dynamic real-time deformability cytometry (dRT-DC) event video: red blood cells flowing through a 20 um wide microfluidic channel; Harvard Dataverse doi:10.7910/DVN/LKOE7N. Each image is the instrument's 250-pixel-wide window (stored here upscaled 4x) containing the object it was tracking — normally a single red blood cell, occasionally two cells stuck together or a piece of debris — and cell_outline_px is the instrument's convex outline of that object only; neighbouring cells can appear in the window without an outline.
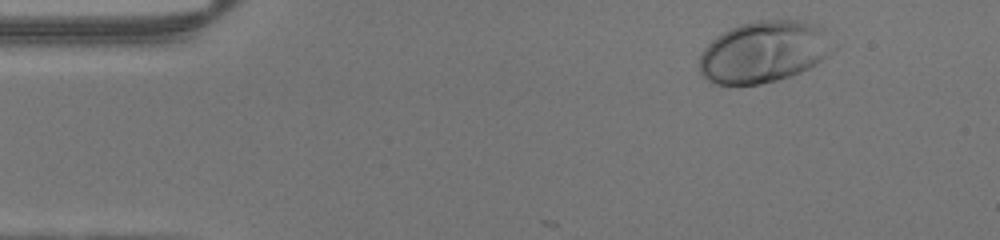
{"species": "human", "species_latin": "Homo sapiens", "temperature_condition": "warm", "stored_images_in_passage": 43, "camera_frame_rate_fps": 3000, "um_per_image_px": 0.085, "donor": {"sex": "male"}, "frame": {"image": 1, "passage_image": 1, "time_ms": 0.0, "image_size_px": [1000, 240], "cell_outline_px": [[840, 44], [828, 56], [816, 64], [800, 72], [776, 80], [760, 84], [716, 84], [708, 80], [700, 72], [700, 52], [716, 36], [740, 24], [756, 20], [800, 20], [816, 24], [824, 28]], "centroid_in_image_um": [65.02, 4.38], "position_along_channel_um": 20.0, "area_um2": 48.49}}
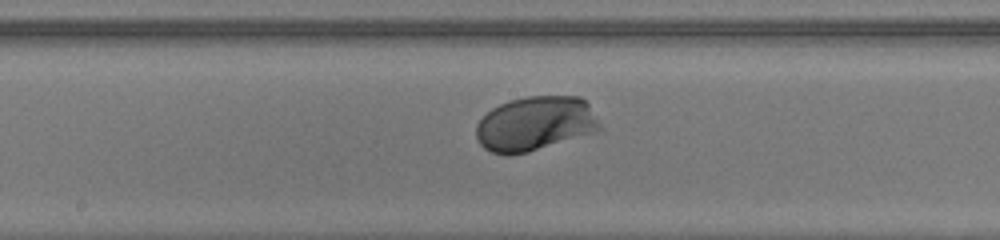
{"frame": {"image": 2, "passage_image": 20, "time_ms": 6.333, "image_size_px": [1000, 240], "cell_outline_px": [[604, 128], [596, 132], [528, 152], [512, 156], [504, 156], [492, 152], [484, 148], [476, 140], [476, 124], [492, 108], [500, 104], [512, 100], [528, 96], [580, 96], [588, 104]], "centroid_in_image_um": [45.49, 10.53], "position_along_channel_um": 202.7, "area_um2": 39.48}}
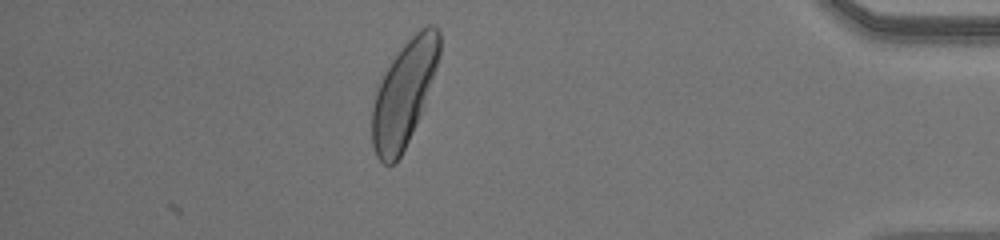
{"frame": {"image": 3, "passage_image": 37, "time_ms": 12.0, "image_size_px": [1000, 240], "cell_outline_px": [[440, 56], [436, 68], [420, 112], [408, 140], [400, 156], [392, 164], [384, 164], [376, 156], [372, 144], [372, 104], [380, 80], [392, 60], [404, 44], [420, 28], [428, 24], [432, 24], [440, 32]], "centroid_in_image_um": [34.32, 7.92], "position_along_channel_um": 400.9, "area_um2": 40.11}}